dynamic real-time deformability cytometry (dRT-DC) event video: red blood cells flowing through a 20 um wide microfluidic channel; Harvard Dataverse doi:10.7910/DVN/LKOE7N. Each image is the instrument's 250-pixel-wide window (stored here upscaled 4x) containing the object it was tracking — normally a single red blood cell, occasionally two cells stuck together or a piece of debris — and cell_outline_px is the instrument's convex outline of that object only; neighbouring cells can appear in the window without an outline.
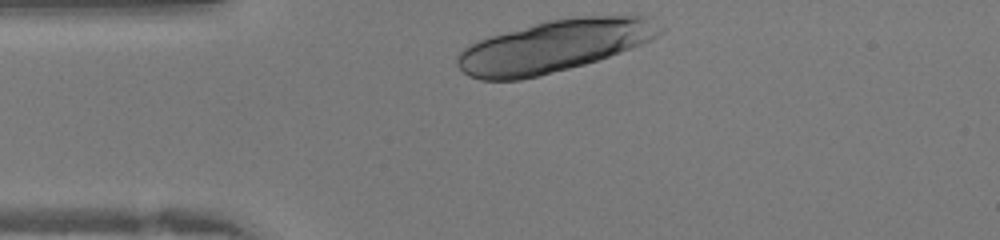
{"species": "human", "species_latin": "Homo sapiens", "temperature_condition": "warm", "stored_images_in_passage": 9, "camera_frame_rate_fps": 3000, "um_per_image_px": 0.085, "donor": {"sex": "female"}, "frame": {"image": 1, "passage_image": 1, "time_ms": 0.0, "image_size_px": [1000, 240], "cell_outline_px": [[668, 28], [664, 32], [652, 40], [620, 52], [584, 64], [520, 80], [480, 80], [468, 76], [456, 64], [456, 56], [468, 44], [476, 40], [488, 36], [532, 24], [548, 20], [580, 16], [644, 16]], "centroid_in_image_um": [47.08, 3.91], "position_along_channel_um": 37.9, "area_um2": 61.44}}